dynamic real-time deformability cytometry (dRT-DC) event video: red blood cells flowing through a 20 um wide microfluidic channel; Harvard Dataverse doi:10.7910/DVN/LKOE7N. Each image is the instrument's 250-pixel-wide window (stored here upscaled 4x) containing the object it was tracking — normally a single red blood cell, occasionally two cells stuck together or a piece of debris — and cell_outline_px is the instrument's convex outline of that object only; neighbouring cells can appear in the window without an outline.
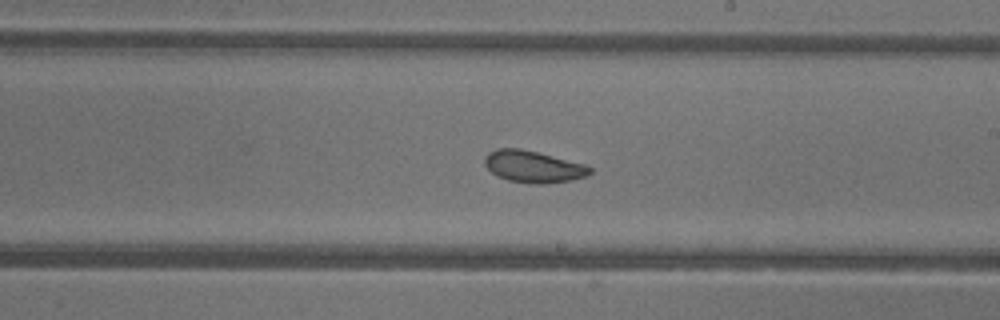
{"species": "common noctule bat (a hibernating species)", "species_latin": "Nyctalus noctula", "temperature_condition": "warm", "stored_images_in_passage": 44, "camera_frame_rate_fps": 3000, "um_per_image_px": 0.085, "animal": {"sex": "female"}, "frame": {"image": 1, "passage_image": 21, "time_ms": 6.667, "image_size_px": [1000, 320], "cell_outline_px": [[592, 172], [588, 176], [572, 180], [548, 184], [536, 184], [508, 180], [496, 176], [484, 164], [484, 156], [488, 152], [496, 148], [520, 148], [584, 164], [592, 168]], "centroid_in_image_um": [45.31, 14.17], "position_along_channel_um": 243.7, "area_um2": 19.59}}